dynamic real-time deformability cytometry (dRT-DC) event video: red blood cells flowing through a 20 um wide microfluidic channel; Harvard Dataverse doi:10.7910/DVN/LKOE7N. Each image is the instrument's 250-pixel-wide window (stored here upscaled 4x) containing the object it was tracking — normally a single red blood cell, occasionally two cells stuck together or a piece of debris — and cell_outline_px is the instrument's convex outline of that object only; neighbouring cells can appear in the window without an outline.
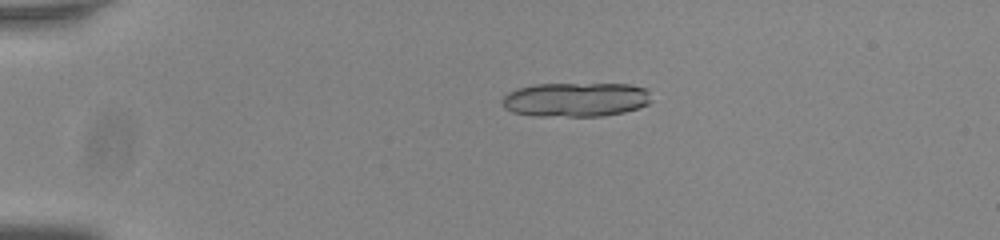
{"species": "common noctule bat (a hibernating species)", "species_latin": "Nyctalus noctula", "temperature_condition": "room temperature", "stored_images_in_passage": 22, "camera_frame_rate_fps": 3000, "um_per_image_px": 0.085, "animal": {"sex": "male", "body_mass_g": 20.0, "forearm_length_mm": 53.3}, "frame": {"image": 1, "passage_image": 13, "time_ms": 4.0, "image_size_px": [1000, 240], "cell_outline_px": [[652, 100], [648, 104], [624, 112], [604, 116], [532, 116], [512, 112], [504, 108], [500, 104], [500, 100], [508, 92], [516, 88], [536, 84], [628, 84], [648, 88]], "centroid_in_image_um": [48.91, 8.46], "position_along_channel_um": 36.1, "area_um2": 30.23}}